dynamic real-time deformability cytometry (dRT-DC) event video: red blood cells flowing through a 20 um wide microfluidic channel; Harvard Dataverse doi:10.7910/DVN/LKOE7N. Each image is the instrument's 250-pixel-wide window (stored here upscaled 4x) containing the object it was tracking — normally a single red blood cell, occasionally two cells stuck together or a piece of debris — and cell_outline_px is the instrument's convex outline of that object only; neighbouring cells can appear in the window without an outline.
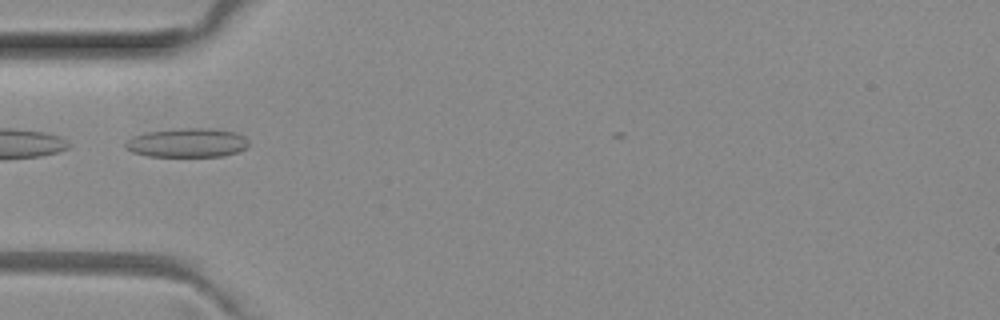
{"species": "common noctule bat (a hibernating species)", "species_latin": "Nyctalus noctula", "temperature_condition": "room temperature", "stored_images_in_passage": 2, "camera_frame_rate_fps": 3000, "um_per_image_px": 0.085, "animal": {"sex": "female", "body_mass_g": 29.2, "forearm_length_mm": 56.3}, "frame": {"image": 1, "passage_image": 1, "time_ms": 0.0, "image_size_px": [1000, 320], "cell_outline_px": [[248, 144], [244, 148], [236, 152], [224, 156], [148, 156], [132, 152], [124, 148], [124, 144], [132, 136], [148, 132], [180, 128], [212, 128], [236, 132], [244, 136], [248, 140]], "centroid_in_image_um": [15.9, 12.13], "position_along_channel_um": 69.1, "area_um2": 20.87}}
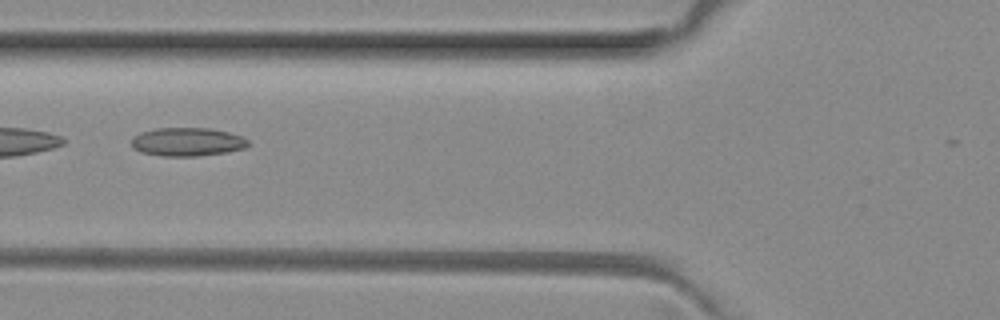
{"frame": {"image": 2, "passage_image": 2, "time_ms": 0.333, "image_size_px": [1000, 320], "cell_outline_px": [[248, 144], [244, 148], [224, 152], [196, 156], [164, 156], [140, 152], [132, 148], [132, 140], [140, 132], [156, 128], [208, 128], [228, 132], [240, 136], [248, 140]], "centroid_in_image_um": [15.88, 12.05], "position_along_channel_um": 109.9, "area_um2": 19.13}}